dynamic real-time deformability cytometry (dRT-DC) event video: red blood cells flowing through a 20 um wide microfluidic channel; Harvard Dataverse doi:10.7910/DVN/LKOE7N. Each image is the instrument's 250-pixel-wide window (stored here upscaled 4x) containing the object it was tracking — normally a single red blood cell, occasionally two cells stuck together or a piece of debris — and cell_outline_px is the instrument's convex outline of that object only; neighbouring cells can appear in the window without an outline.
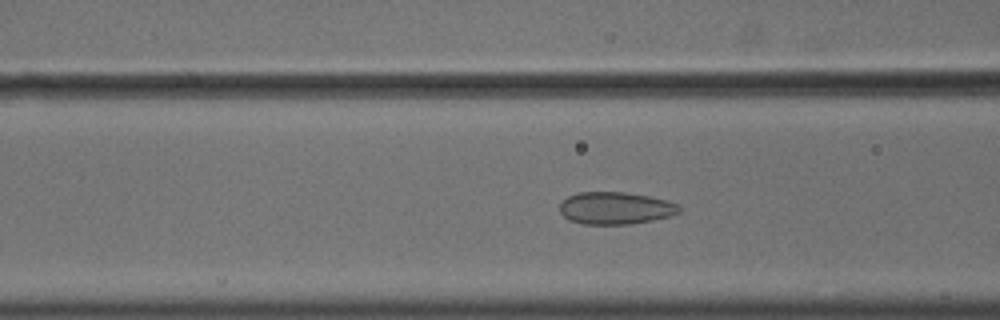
{"species": "common noctule bat (a hibernating species)", "species_latin": "Nyctalus noctula", "temperature_condition": "cold", "stored_images_in_passage": 56, "camera_frame_rate_fps": 3000, "um_per_image_px": 0.085, "animal": {"sex": "male", "body_mass_g": 18.8}, "frame": {"image": 1, "passage_image": 23, "time_ms": 7.333, "image_size_px": [1000, 320], "cell_outline_px": [[680, 212], [668, 216], [652, 220], [632, 224], [584, 224], [568, 220], [560, 212], [560, 204], [568, 196], [580, 192], [624, 192], [648, 196], [668, 200], [676, 204], [680, 208]], "centroid_in_image_um": [52.3, 17.69], "position_along_channel_um": 114.3, "area_um2": 22.37}}
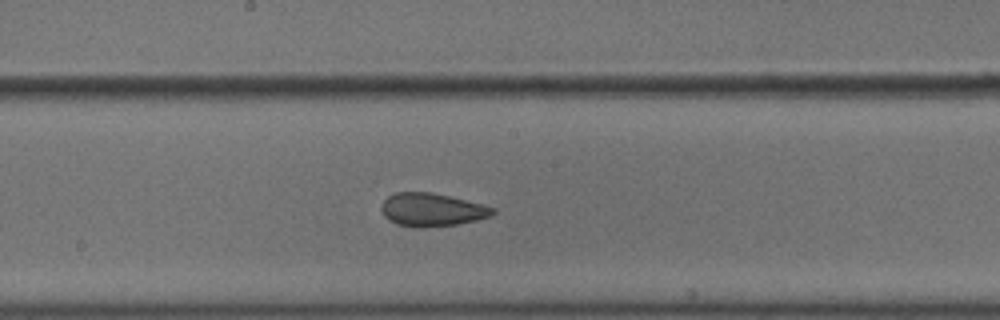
{"frame": {"image": 2, "passage_image": 31, "time_ms": 10.0, "image_size_px": [1000, 320], "cell_outline_px": [[496, 212], [492, 216], [476, 220], [456, 224], [428, 228], [420, 228], [396, 224], [388, 220], [384, 216], [380, 208], [380, 204], [388, 196], [396, 192], [432, 192], [484, 204], [496, 208]], "centroid_in_image_um": [36.71, 17.83], "position_along_channel_um": 211.5, "area_um2": 21.85}}
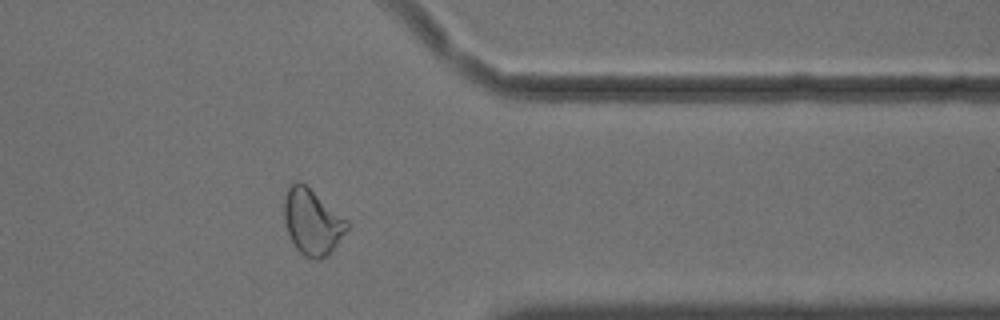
{"frame": {"image": 3, "passage_image": 46, "time_ms": 15.0, "image_size_px": [1000, 320], "cell_outline_px": [[348, 228], [332, 252], [328, 256], [320, 260], [316, 260], [304, 256], [296, 248], [288, 232], [284, 220], [284, 200], [288, 188], [296, 180], [300, 180], [348, 220]], "centroid_in_image_um": [26.55, 18.88], "position_along_channel_um": 384.9, "area_um2": 24.04}, "authors_computed_cell_mechanics": {"area_um2": 23.9003, "velocity_mm_per_s": 3.631, "shape_relaxation_time_tau1_ms": null, "shape_relaxation_time_tau2_ms": 1.1984, "deformation_change_tau1": null, "deformation_change_tau2": 0.0756}}